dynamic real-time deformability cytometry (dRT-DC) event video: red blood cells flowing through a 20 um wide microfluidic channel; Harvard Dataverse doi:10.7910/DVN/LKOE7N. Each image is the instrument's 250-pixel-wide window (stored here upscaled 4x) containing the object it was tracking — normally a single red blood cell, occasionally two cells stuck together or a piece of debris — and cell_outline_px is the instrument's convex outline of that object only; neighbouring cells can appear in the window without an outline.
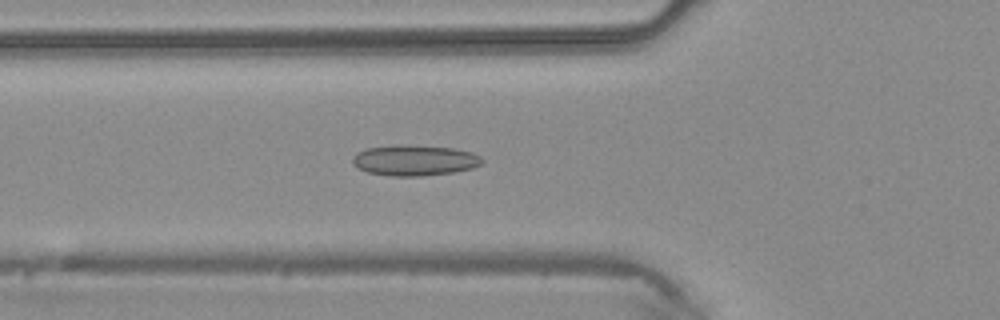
{"species": "common noctule bat (a hibernating species)", "species_latin": "Nyctalus noctula", "temperature_condition": "warm", "stored_images_in_passage": 45, "camera_frame_rate_fps": 3000, "um_per_image_px": 0.085, "animal": {"sex": "male", "body_mass_g": 20.4}, "frame": {"image": 1, "passage_image": 16, "time_ms": 5.0, "image_size_px": [1000, 320], "cell_outline_px": [[484, 160], [480, 164], [472, 168], [452, 172], [424, 176], [392, 176], [368, 172], [356, 168], [352, 164], [352, 156], [356, 152], [364, 148], [400, 144], [452, 148], [472, 152], [480, 156]], "centroid_in_image_um": [35.18, 13.62], "position_along_channel_um": 90.6, "area_um2": 23.35}}
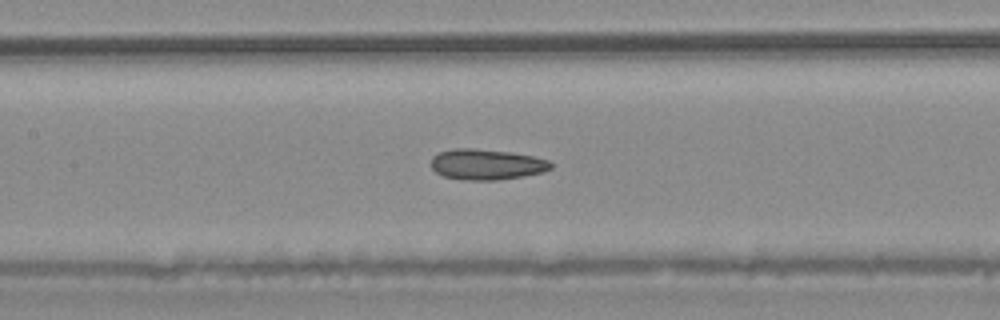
{"frame": {"image": 2, "passage_image": 21, "time_ms": 6.667, "image_size_px": [1000, 320], "cell_outline_px": [[552, 168], [544, 172], [524, 176], [496, 180], [464, 180], [444, 176], [436, 172], [432, 168], [432, 156], [440, 152], [452, 148], [472, 148], [508, 152], [532, 156], [548, 160], [552, 164]], "centroid_in_image_um": [41.36, 13.98], "position_along_channel_um": 166.0, "area_um2": 21.33}}
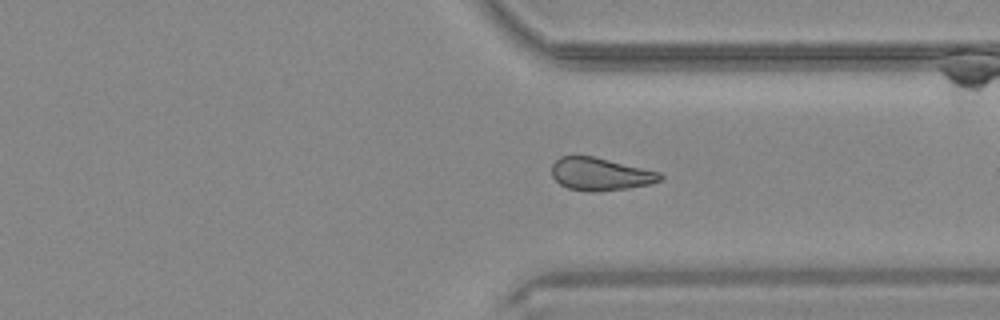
{"frame": {"image": 3, "passage_image": 34, "time_ms": 11.0, "image_size_px": [1000, 320], "cell_outline_px": [[664, 180], [648, 184], [628, 188], [592, 192], [588, 192], [568, 188], [560, 184], [552, 176], [552, 164], [560, 156], [592, 156], [660, 172], [664, 176]], "centroid_in_image_um": [51.03, 14.8], "position_along_channel_um": 360.4, "area_um2": 20.58}}